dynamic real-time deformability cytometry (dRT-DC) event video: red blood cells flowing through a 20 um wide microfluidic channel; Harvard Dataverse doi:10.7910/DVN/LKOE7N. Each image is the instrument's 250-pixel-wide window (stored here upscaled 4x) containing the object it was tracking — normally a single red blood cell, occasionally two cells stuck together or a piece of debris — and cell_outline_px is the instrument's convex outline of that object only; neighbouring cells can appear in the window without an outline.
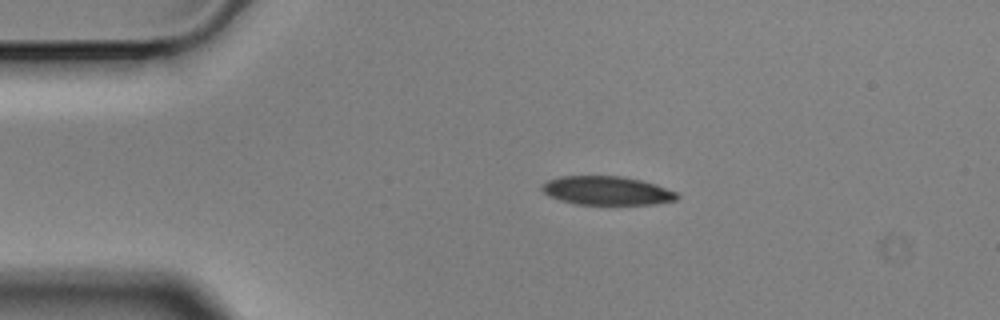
{"species": "Egyptian fruit bat (a non-hibernating species)", "species_latin": "Rousettus aegyptiacus", "temperature_condition": "cold", "stored_images_in_passage": 46, "camera_frame_rate_fps": 3000, "um_per_image_px": 0.085, "animal": {"sex": "male"}, "frame": {"image": 1, "passage_image": 1, "time_ms": 0.0, "image_size_px": [1000, 320], "cell_outline_px": [[680, 196], [676, 200], [656, 204], [572, 204], [548, 196], [540, 188], [540, 184], [548, 180], [560, 176], [620, 176], [640, 180], [656, 184], [676, 192]], "centroid_in_image_um": [51.55, 16.2], "position_along_channel_um": 33.5, "area_um2": 22.72}}
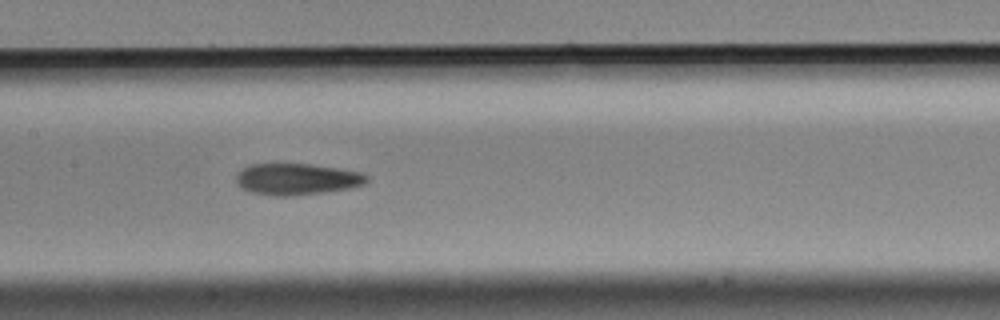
{"frame": {"image": 2, "passage_image": 17, "time_ms": 5.333, "image_size_px": [1000, 320], "cell_outline_px": [[368, 180], [364, 184], [352, 188], [324, 192], [292, 196], [276, 196], [252, 192], [240, 188], [236, 184], [236, 176], [248, 164], [308, 164], [340, 168], [360, 172], [368, 176]], "centroid_in_image_um": [25.24, 15.23], "position_along_channel_um": 182.2, "area_um2": 23.99}}
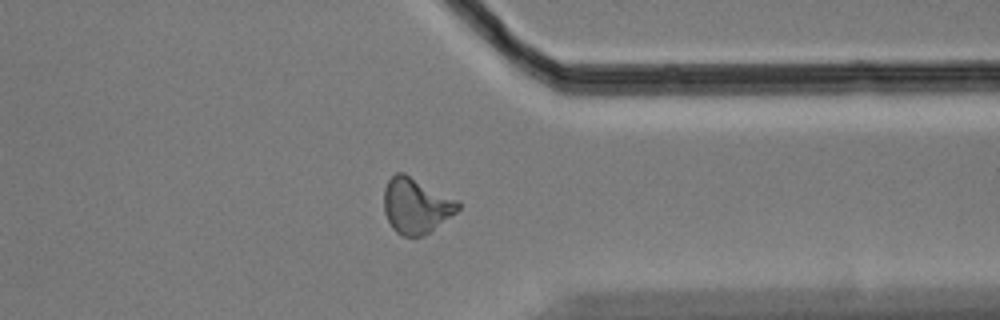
{"frame": {"image": 3, "passage_image": 34, "time_ms": 11.0, "image_size_px": [1000, 320], "cell_outline_px": [[460, 208], [456, 212], [424, 236], [404, 236], [396, 232], [392, 228], [384, 212], [384, 188], [388, 180], [396, 172], [404, 172], [460, 200]], "centroid_in_image_um": [35.37, 17.46], "position_along_channel_um": 376.0, "area_um2": 24.16}, "authors_computed_cell_mechanics": {"area_um2": 23.698, "velocity_mm_per_s": 3.5086, "shape_relaxation_time_tau1_ms": 5.4531, "shape_relaxation_time_tau2_ms": 4.026, "deformation_change_tau1": 0.1534, "deformation_change_tau2": 0.1136}}